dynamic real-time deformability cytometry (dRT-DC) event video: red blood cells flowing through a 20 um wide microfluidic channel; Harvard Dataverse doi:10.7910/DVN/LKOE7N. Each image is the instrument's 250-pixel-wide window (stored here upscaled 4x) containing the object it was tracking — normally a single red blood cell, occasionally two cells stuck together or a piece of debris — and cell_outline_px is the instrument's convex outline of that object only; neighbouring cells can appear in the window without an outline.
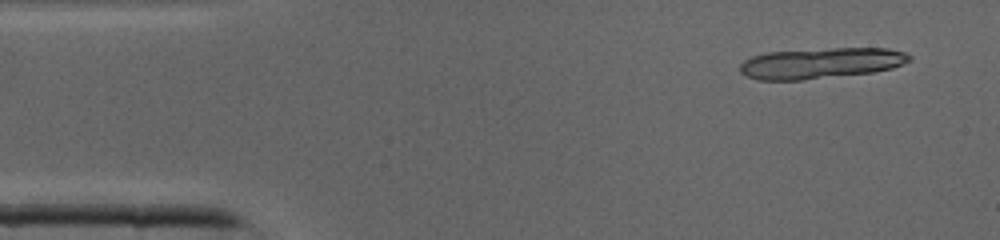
{"species": "common noctule bat (a hibernating species)", "species_latin": "Nyctalus noctula", "temperature_condition": "cold", "stored_images_in_passage": 12, "camera_frame_rate_fps": 3000, "um_per_image_px": 0.085, "animal": {"sex": "male", "body_mass_g": 19.0, "forearm_length_mm": 50.8}, "frame": {"image": 1, "passage_image": 3, "time_ms": 0.667, "image_size_px": [1000, 240], "cell_outline_px": [[912, 60], [892, 68], [872, 72], [800, 80], [760, 80], [748, 76], [740, 72], [740, 64], [744, 60], [752, 56], [768, 52], [832, 48], [888, 48], [904, 52], [912, 56]], "centroid_in_image_um": [69.79, 5.36], "position_along_channel_um": 15.2, "area_um2": 30.23}}